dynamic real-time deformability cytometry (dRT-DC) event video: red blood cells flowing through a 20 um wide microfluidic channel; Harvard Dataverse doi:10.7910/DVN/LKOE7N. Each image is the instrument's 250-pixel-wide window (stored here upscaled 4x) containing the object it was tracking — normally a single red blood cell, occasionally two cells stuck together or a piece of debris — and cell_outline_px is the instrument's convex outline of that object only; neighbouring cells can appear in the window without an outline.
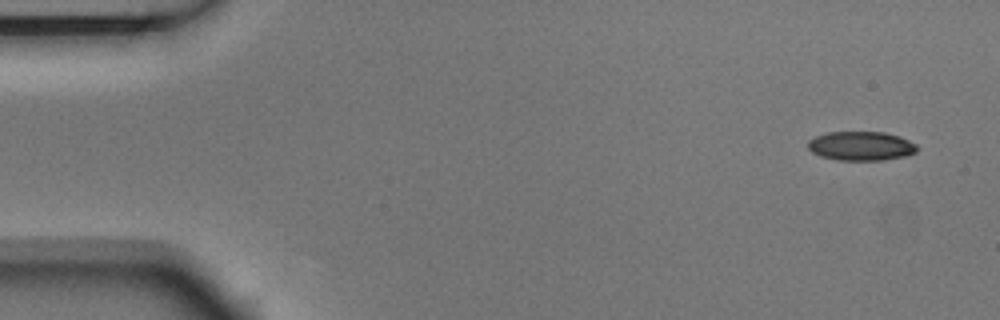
{"species": "Egyptian fruit bat (a non-hibernating species)", "species_latin": "Rousettus aegyptiacus", "temperature_condition": "room temperature", "stored_images_in_passage": 7, "camera_frame_rate_fps": 3000, "um_per_image_px": 0.085, "animal": {"sex": "male"}, "frame": {"image": 1, "passage_image": 1, "time_ms": 0.0, "image_size_px": [1000, 320], "cell_outline_px": [[916, 152], [904, 156], [880, 160], [836, 160], [820, 156], [812, 152], [808, 148], [808, 140], [816, 136], [828, 132], [884, 132], [900, 136], [916, 144]], "centroid_in_image_um": [73.16, 12.4], "position_along_channel_um": 11.8, "area_um2": 18.44}}
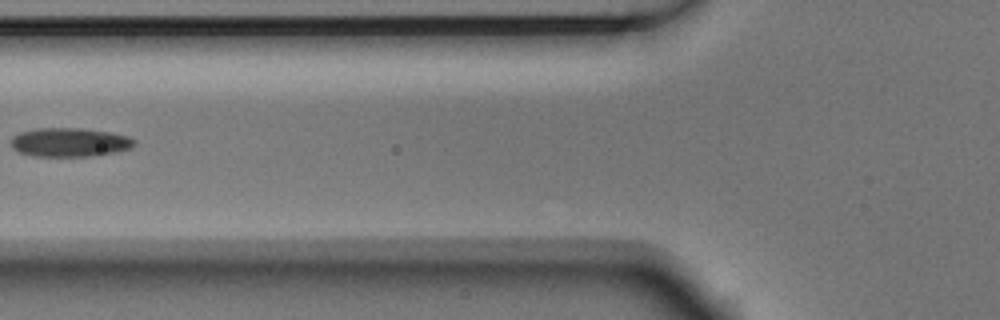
{"frame": {"image": 2, "passage_image": 6, "time_ms": 1.667, "image_size_px": [1000, 320], "cell_outline_px": [[136, 144], [132, 148], [116, 152], [88, 156], [32, 156], [16, 152], [12, 148], [12, 136], [20, 132], [36, 128], [80, 128], [112, 132], [128, 136], [136, 140]], "centroid_in_image_um": [5.92, 12.09], "position_along_channel_um": 119.9, "area_um2": 20.98}}
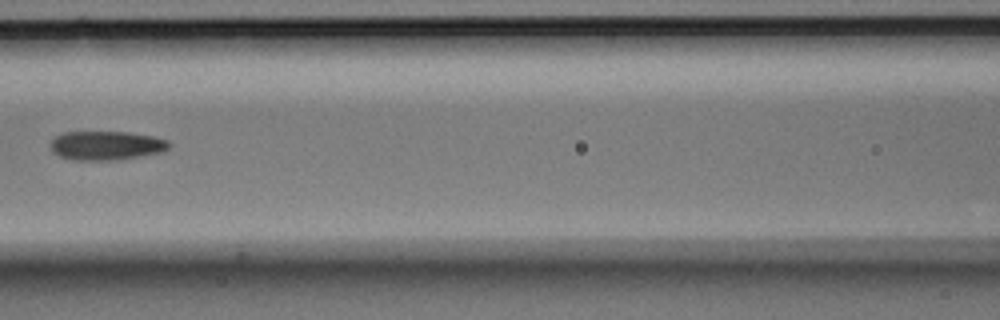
{"frame": {"image": 3, "passage_image": 7, "time_ms": 2.0, "image_size_px": [1000, 320], "cell_outline_px": [[172, 144], [164, 152], [140, 156], [112, 160], [72, 160], [60, 156], [52, 152], [52, 140], [56, 136], [64, 132], [128, 132], [152, 136], [168, 140]], "centroid_in_image_um": [9.06, 12.37], "position_along_channel_um": 157.5, "area_um2": 20.0}}